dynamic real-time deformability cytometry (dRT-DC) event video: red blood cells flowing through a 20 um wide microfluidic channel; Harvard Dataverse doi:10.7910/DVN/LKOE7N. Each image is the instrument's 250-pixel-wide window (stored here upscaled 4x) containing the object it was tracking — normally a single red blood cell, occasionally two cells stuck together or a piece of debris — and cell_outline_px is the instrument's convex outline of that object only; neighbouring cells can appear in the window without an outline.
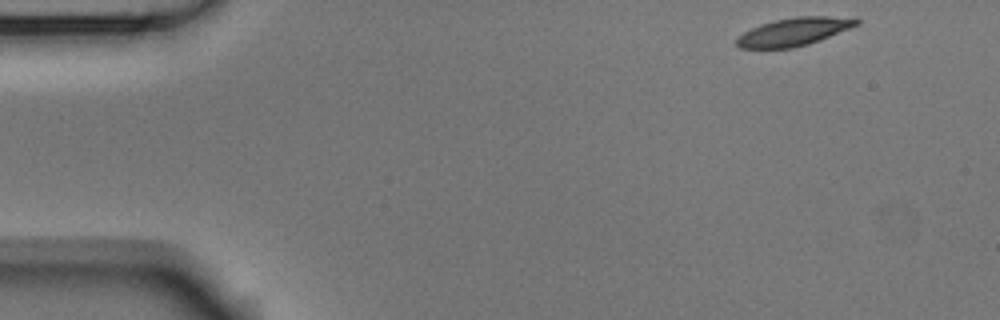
{"species": "Egyptian fruit bat (a non-hibernating species)", "species_latin": "Rousettus aegyptiacus", "temperature_condition": "room temperature", "stored_images_in_passage": 4, "camera_frame_rate_fps": 3000, "um_per_image_px": 0.085, "animal": {"sex": "male"}, "frame": {"image": 1, "passage_image": 1, "time_ms": 0.0, "image_size_px": [1000, 320], "cell_outline_px": [[860, 24], [820, 40], [808, 44], [792, 48], [740, 48], [736, 44], [736, 40], [744, 32], [760, 24], [776, 20], [796, 16], [856, 16], [860, 20]], "centroid_in_image_um": [67.57, 2.67], "position_along_channel_um": 17.4, "area_um2": 19.65}}
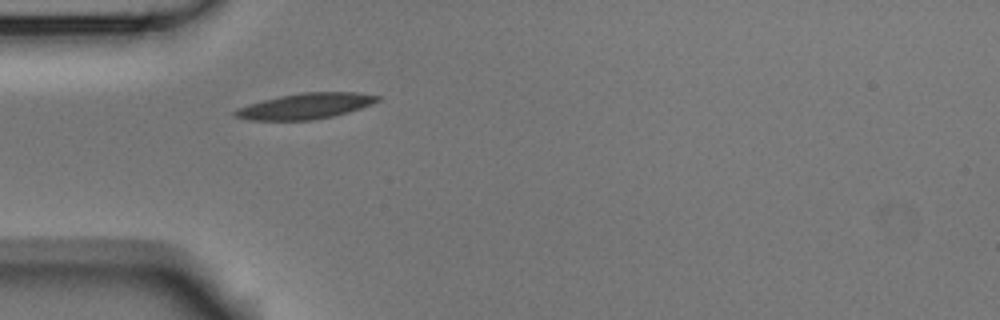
{"frame": {"image": 2, "passage_image": 4, "time_ms": 1.0, "image_size_px": [1000, 320], "cell_outline_px": [[380, 100], [360, 108], [348, 112], [332, 116], [312, 120], [248, 120], [232, 116], [232, 112], [236, 108], [248, 104], [280, 96], [300, 92], [356, 92], [380, 96]], "centroid_in_image_um": [25.91, 9.02], "position_along_channel_um": 59.1, "area_um2": 21.33}}